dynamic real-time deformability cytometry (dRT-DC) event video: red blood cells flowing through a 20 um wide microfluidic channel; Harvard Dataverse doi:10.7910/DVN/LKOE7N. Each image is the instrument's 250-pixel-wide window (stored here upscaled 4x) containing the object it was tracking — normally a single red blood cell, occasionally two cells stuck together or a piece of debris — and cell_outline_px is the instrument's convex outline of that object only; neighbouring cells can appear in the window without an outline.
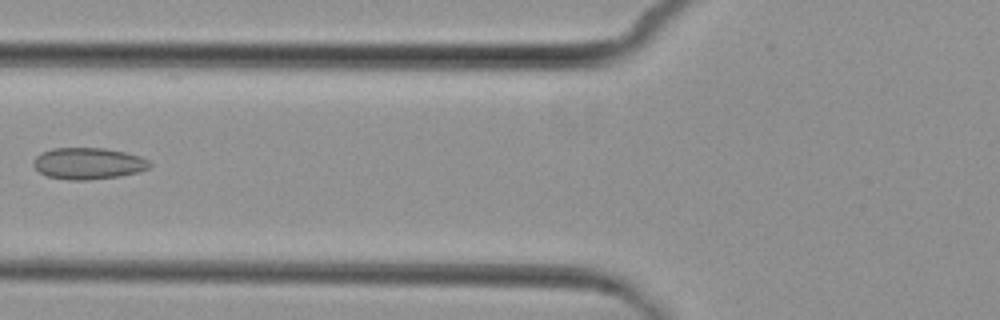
{"species": "common noctule bat (a hibernating species)", "species_latin": "Nyctalus noctula", "temperature_condition": "cold", "stored_images_in_passage": 6, "camera_frame_rate_fps": 3000, "um_per_image_px": 0.085, "animal": {"sex": "female", "body_mass_g": 29.2, "forearm_length_mm": 56.3}, "frame": {"image": 1, "passage_image": 5, "time_ms": 4.667, "image_size_px": [1000, 320], "cell_outline_px": [[152, 164], [148, 168], [136, 172], [120, 176], [88, 180], [68, 180], [48, 176], [40, 172], [32, 164], [32, 160], [40, 152], [52, 148], [104, 148], [124, 152], [140, 156], [148, 160]], "centroid_in_image_um": [7.47, 13.89], "position_along_channel_um": 118.3, "area_um2": 21.39}}
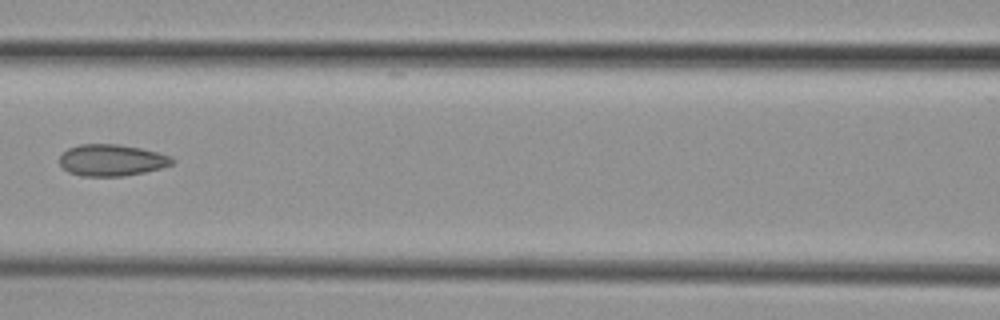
{"frame": {"image": 2, "passage_image": 6, "time_ms": 5.667, "image_size_px": [1000, 320], "cell_outline_px": [[176, 160], [172, 164], [160, 168], [144, 172], [124, 176], [80, 176], [68, 172], [60, 164], [60, 156], [68, 148], [80, 144], [116, 144], [140, 148], [172, 156]], "centroid_in_image_um": [9.49, 13.62], "position_along_channel_um": 157.1, "area_um2": 20.69}}